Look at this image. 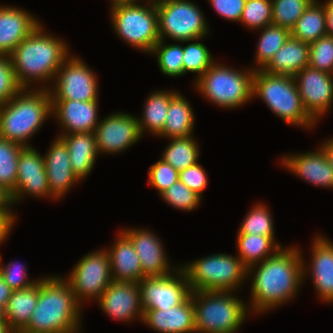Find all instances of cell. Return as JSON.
Returning <instances> with one entry per match:
<instances>
[{
  "label": "cell",
  "mask_w": 333,
  "mask_h": 333,
  "mask_svg": "<svg viewBox=\"0 0 333 333\" xmlns=\"http://www.w3.org/2000/svg\"><path fill=\"white\" fill-rule=\"evenodd\" d=\"M301 252L297 246L282 247L273 256L247 269L246 280L252 277L251 299L247 303L252 314H264L295 299L304 281Z\"/></svg>",
  "instance_id": "obj_1"
},
{
  "label": "cell",
  "mask_w": 333,
  "mask_h": 333,
  "mask_svg": "<svg viewBox=\"0 0 333 333\" xmlns=\"http://www.w3.org/2000/svg\"><path fill=\"white\" fill-rule=\"evenodd\" d=\"M70 55L66 41L45 33L40 23L18 44L10 57L15 79L21 88H34L31 85L37 82L41 85L36 87L48 89L46 83L51 81L52 85L58 69Z\"/></svg>",
  "instance_id": "obj_2"
},
{
  "label": "cell",
  "mask_w": 333,
  "mask_h": 333,
  "mask_svg": "<svg viewBox=\"0 0 333 333\" xmlns=\"http://www.w3.org/2000/svg\"><path fill=\"white\" fill-rule=\"evenodd\" d=\"M61 276H44L38 281V301L22 333H64L81 327L83 309Z\"/></svg>",
  "instance_id": "obj_3"
},
{
  "label": "cell",
  "mask_w": 333,
  "mask_h": 333,
  "mask_svg": "<svg viewBox=\"0 0 333 333\" xmlns=\"http://www.w3.org/2000/svg\"><path fill=\"white\" fill-rule=\"evenodd\" d=\"M51 117V94L48 89L22 88L0 105V138L24 147ZM28 141V142H27Z\"/></svg>",
  "instance_id": "obj_4"
},
{
  "label": "cell",
  "mask_w": 333,
  "mask_h": 333,
  "mask_svg": "<svg viewBox=\"0 0 333 333\" xmlns=\"http://www.w3.org/2000/svg\"><path fill=\"white\" fill-rule=\"evenodd\" d=\"M234 293V291L191 292L196 333H237L250 311L246 302Z\"/></svg>",
  "instance_id": "obj_5"
},
{
  "label": "cell",
  "mask_w": 333,
  "mask_h": 333,
  "mask_svg": "<svg viewBox=\"0 0 333 333\" xmlns=\"http://www.w3.org/2000/svg\"><path fill=\"white\" fill-rule=\"evenodd\" d=\"M252 97L262 99L266 106L288 125L309 130L317 124L302 105L294 76L255 70Z\"/></svg>",
  "instance_id": "obj_6"
},
{
  "label": "cell",
  "mask_w": 333,
  "mask_h": 333,
  "mask_svg": "<svg viewBox=\"0 0 333 333\" xmlns=\"http://www.w3.org/2000/svg\"><path fill=\"white\" fill-rule=\"evenodd\" d=\"M234 70L214 62L193 85L201 96L212 104L225 109L242 107L252 98L254 69Z\"/></svg>",
  "instance_id": "obj_7"
},
{
  "label": "cell",
  "mask_w": 333,
  "mask_h": 333,
  "mask_svg": "<svg viewBox=\"0 0 333 333\" xmlns=\"http://www.w3.org/2000/svg\"><path fill=\"white\" fill-rule=\"evenodd\" d=\"M119 2L111 4L110 19L113 30L121 40L142 52L151 53L160 40L155 0Z\"/></svg>",
  "instance_id": "obj_8"
},
{
  "label": "cell",
  "mask_w": 333,
  "mask_h": 333,
  "mask_svg": "<svg viewBox=\"0 0 333 333\" xmlns=\"http://www.w3.org/2000/svg\"><path fill=\"white\" fill-rule=\"evenodd\" d=\"M191 291H235L246 282L247 268L236 256L215 253L181 266Z\"/></svg>",
  "instance_id": "obj_9"
},
{
  "label": "cell",
  "mask_w": 333,
  "mask_h": 333,
  "mask_svg": "<svg viewBox=\"0 0 333 333\" xmlns=\"http://www.w3.org/2000/svg\"><path fill=\"white\" fill-rule=\"evenodd\" d=\"M159 38L174 42L205 38L210 33L207 20L197 4L189 0H155Z\"/></svg>",
  "instance_id": "obj_10"
},
{
  "label": "cell",
  "mask_w": 333,
  "mask_h": 333,
  "mask_svg": "<svg viewBox=\"0 0 333 333\" xmlns=\"http://www.w3.org/2000/svg\"><path fill=\"white\" fill-rule=\"evenodd\" d=\"M64 279L81 306L86 300L97 301L113 281L107 250H96L84 255Z\"/></svg>",
  "instance_id": "obj_11"
},
{
  "label": "cell",
  "mask_w": 333,
  "mask_h": 333,
  "mask_svg": "<svg viewBox=\"0 0 333 333\" xmlns=\"http://www.w3.org/2000/svg\"><path fill=\"white\" fill-rule=\"evenodd\" d=\"M48 86L51 101H99L96 74L83 59L75 55H70L64 61L56 73L54 83Z\"/></svg>",
  "instance_id": "obj_12"
},
{
  "label": "cell",
  "mask_w": 333,
  "mask_h": 333,
  "mask_svg": "<svg viewBox=\"0 0 333 333\" xmlns=\"http://www.w3.org/2000/svg\"><path fill=\"white\" fill-rule=\"evenodd\" d=\"M143 310H164L184 303L191 295L187 274L181 265L164 276L144 277L138 282Z\"/></svg>",
  "instance_id": "obj_13"
},
{
  "label": "cell",
  "mask_w": 333,
  "mask_h": 333,
  "mask_svg": "<svg viewBox=\"0 0 333 333\" xmlns=\"http://www.w3.org/2000/svg\"><path fill=\"white\" fill-rule=\"evenodd\" d=\"M94 134L99 155L121 153L142 138L138 118L128 112H116L100 119Z\"/></svg>",
  "instance_id": "obj_14"
},
{
  "label": "cell",
  "mask_w": 333,
  "mask_h": 333,
  "mask_svg": "<svg viewBox=\"0 0 333 333\" xmlns=\"http://www.w3.org/2000/svg\"><path fill=\"white\" fill-rule=\"evenodd\" d=\"M294 79L305 111L317 123L332 106L333 74L306 66Z\"/></svg>",
  "instance_id": "obj_15"
},
{
  "label": "cell",
  "mask_w": 333,
  "mask_h": 333,
  "mask_svg": "<svg viewBox=\"0 0 333 333\" xmlns=\"http://www.w3.org/2000/svg\"><path fill=\"white\" fill-rule=\"evenodd\" d=\"M13 206L25 196L51 198L57 200L50 192L44 157L32 147H24L19 155L17 166V182L10 193ZM25 195V196H24Z\"/></svg>",
  "instance_id": "obj_16"
},
{
  "label": "cell",
  "mask_w": 333,
  "mask_h": 333,
  "mask_svg": "<svg viewBox=\"0 0 333 333\" xmlns=\"http://www.w3.org/2000/svg\"><path fill=\"white\" fill-rule=\"evenodd\" d=\"M102 312L120 322L139 320L142 322L138 283L112 281L97 300Z\"/></svg>",
  "instance_id": "obj_17"
},
{
  "label": "cell",
  "mask_w": 333,
  "mask_h": 333,
  "mask_svg": "<svg viewBox=\"0 0 333 333\" xmlns=\"http://www.w3.org/2000/svg\"><path fill=\"white\" fill-rule=\"evenodd\" d=\"M311 247V262L305 265L303 259V280L311 274L319 299L333 304V242L321 234L315 236Z\"/></svg>",
  "instance_id": "obj_18"
},
{
  "label": "cell",
  "mask_w": 333,
  "mask_h": 333,
  "mask_svg": "<svg viewBox=\"0 0 333 333\" xmlns=\"http://www.w3.org/2000/svg\"><path fill=\"white\" fill-rule=\"evenodd\" d=\"M122 231L133 242L145 277L164 276L178 268L176 265L171 266L163 242L150 229L126 228Z\"/></svg>",
  "instance_id": "obj_19"
},
{
  "label": "cell",
  "mask_w": 333,
  "mask_h": 333,
  "mask_svg": "<svg viewBox=\"0 0 333 333\" xmlns=\"http://www.w3.org/2000/svg\"><path fill=\"white\" fill-rule=\"evenodd\" d=\"M280 159L284 168L301 179L314 186L333 189V169L320 146L313 152L283 155Z\"/></svg>",
  "instance_id": "obj_20"
},
{
  "label": "cell",
  "mask_w": 333,
  "mask_h": 333,
  "mask_svg": "<svg viewBox=\"0 0 333 333\" xmlns=\"http://www.w3.org/2000/svg\"><path fill=\"white\" fill-rule=\"evenodd\" d=\"M98 101H51V115L62 127L61 134L94 132L98 120Z\"/></svg>",
  "instance_id": "obj_21"
},
{
  "label": "cell",
  "mask_w": 333,
  "mask_h": 333,
  "mask_svg": "<svg viewBox=\"0 0 333 333\" xmlns=\"http://www.w3.org/2000/svg\"><path fill=\"white\" fill-rule=\"evenodd\" d=\"M41 22L20 7L0 5V55L10 56Z\"/></svg>",
  "instance_id": "obj_22"
},
{
  "label": "cell",
  "mask_w": 333,
  "mask_h": 333,
  "mask_svg": "<svg viewBox=\"0 0 333 333\" xmlns=\"http://www.w3.org/2000/svg\"><path fill=\"white\" fill-rule=\"evenodd\" d=\"M43 157L50 192L57 200L63 198L72 186L80 182L72 171L66 144L55 137Z\"/></svg>",
  "instance_id": "obj_23"
},
{
  "label": "cell",
  "mask_w": 333,
  "mask_h": 333,
  "mask_svg": "<svg viewBox=\"0 0 333 333\" xmlns=\"http://www.w3.org/2000/svg\"><path fill=\"white\" fill-rule=\"evenodd\" d=\"M142 323L159 333H196L193 300L164 310H143Z\"/></svg>",
  "instance_id": "obj_24"
},
{
  "label": "cell",
  "mask_w": 333,
  "mask_h": 333,
  "mask_svg": "<svg viewBox=\"0 0 333 333\" xmlns=\"http://www.w3.org/2000/svg\"><path fill=\"white\" fill-rule=\"evenodd\" d=\"M115 238V242L106 248L110 259L113 281L138 283L145 276L133 242L122 231Z\"/></svg>",
  "instance_id": "obj_25"
},
{
  "label": "cell",
  "mask_w": 333,
  "mask_h": 333,
  "mask_svg": "<svg viewBox=\"0 0 333 333\" xmlns=\"http://www.w3.org/2000/svg\"><path fill=\"white\" fill-rule=\"evenodd\" d=\"M67 146L73 173L82 181L93 170L99 155L94 132L57 135Z\"/></svg>",
  "instance_id": "obj_26"
},
{
  "label": "cell",
  "mask_w": 333,
  "mask_h": 333,
  "mask_svg": "<svg viewBox=\"0 0 333 333\" xmlns=\"http://www.w3.org/2000/svg\"><path fill=\"white\" fill-rule=\"evenodd\" d=\"M309 66V43L289 37L262 69L270 74L295 76Z\"/></svg>",
  "instance_id": "obj_27"
},
{
  "label": "cell",
  "mask_w": 333,
  "mask_h": 333,
  "mask_svg": "<svg viewBox=\"0 0 333 333\" xmlns=\"http://www.w3.org/2000/svg\"><path fill=\"white\" fill-rule=\"evenodd\" d=\"M189 101L179 91L170 99L163 131L157 137L185 138L193 135L195 115Z\"/></svg>",
  "instance_id": "obj_28"
},
{
  "label": "cell",
  "mask_w": 333,
  "mask_h": 333,
  "mask_svg": "<svg viewBox=\"0 0 333 333\" xmlns=\"http://www.w3.org/2000/svg\"><path fill=\"white\" fill-rule=\"evenodd\" d=\"M37 301L38 282L29 288L12 291L1 316L15 333L21 332L28 325Z\"/></svg>",
  "instance_id": "obj_29"
},
{
  "label": "cell",
  "mask_w": 333,
  "mask_h": 333,
  "mask_svg": "<svg viewBox=\"0 0 333 333\" xmlns=\"http://www.w3.org/2000/svg\"><path fill=\"white\" fill-rule=\"evenodd\" d=\"M176 93L177 90L162 91L160 89L149 94L144 103L141 118L137 117L142 136L145 132L158 136L163 131L170 99Z\"/></svg>",
  "instance_id": "obj_30"
},
{
  "label": "cell",
  "mask_w": 333,
  "mask_h": 333,
  "mask_svg": "<svg viewBox=\"0 0 333 333\" xmlns=\"http://www.w3.org/2000/svg\"><path fill=\"white\" fill-rule=\"evenodd\" d=\"M275 236H262L255 234H237V252L236 255L242 264L248 269L250 266L264 261L273 256L281 244L274 238Z\"/></svg>",
  "instance_id": "obj_31"
},
{
  "label": "cell",
  "mask_w": 333,
  "mask_h": 333,
  "mask_svg": "<svg viewBox=\"0 0 333 333\" xmlns=\"http://www.w3.org/2000/svg\"><path fill=\"white\" fill-rule=\"evenodd\" d=\"M291 37L302 42L312 43L326 36L325 4L313 0L290 31Z\"/></svg>",
  "instance_id": "obj_32"
},
{
  "label": "cell",
  "mask_w": 333,
  "mask_h": 333,
  "mask_svg": "<svg viewBox=\"0 0 333 333\" xmlns=\"http://www.w3.org/2000/svg\"><path fill=\"white\" fill-rule=\"evenodd\" d=\"M164 149L161 159L170 164L178 172L185 170L198 162L200 156L199 144L192 136L171 138Z\"/></svg>",
  "instance_id": "obj_33"
},
{
  "label": "cell",
  "mask_w": 333,
  "mask_h": 333,
  "mask_svg": "<svg viewBox=\"0 0 333 333\" xmlns=\"http://www.w3.org/2000/svg\"><path fill=\"white\" fill-rule=\"evenodd\" d=\"M260 38L258 40L254 70H262L275 55V53L283 46V44L291 36L290 30L276 25H268L261 28Z\"/></svg>",
  "instance_id": "obj_34"
},
{
  "label": "cell",
  "mask_w": 333,
  "mask_h": 333,
  "mask_svg": "<svg viewBox=\"0 0 333 333\" xmlns=\"http://www.w3.org/2000/svg\"><path fill=\"white\" fill-rule=\"evenodd\" d=\"M24 146L0 138V184L10 193L17 182V166L21 150Z\"/></svg>",
  "instance_id": "obj_35"
},
{
  "label": "cell",
  "mask_w": 333,
  "mask_h": 333,
  "mask_svg": "<svg viewBox=\"0 0 333 333\" xmlns=\"http://www.w3.org/2000/svg\"><path fill=\"white\" fill-rule=\"evenodd\" d=\"M164 40H159L151 54H156L157 64L161 73L168 77H180L184 75L183 69V46L180 44H164Z\"/></svg>",
  "instance_id": "obj_36"
},
{
  "label": "cell",
  "mask_w": 333,
  "mask_h": 333,
  "mask_svg": "<svg viewBox=\"0 0 333 333\" xmlns=\"http://www.w3.org/2000/svg\"><path fill=\"white\" fill-rule=\"evenodd\" d=\"M237 234H255L275 236L274 221L269 207L264 203H256L245 215Z\"/></svg>",
  "instance_id": "obj_37"
},
{
  "label": "cell",
  "mask_w": 333,
  "mask_h": 333,
  "mask_svg": "<svg viewBox=\"0 0 333 333\" xmlns=\"http://www.w3.org/2000/svg\"><path fill=\"white\" fill-rule=\"evenodd\" d=\"M202 39L204 38L194 39V42L189 40V44L183 46L184 75L188 72L197 73L198 76L195 80L199 79L215 62L206 45L198 42Z\"/></svg>",
  "instance_id": "obj_38"
},
{
  "label": "cell",
  "mask_w": 333,
  "mask_h": 333,
  "mask_svg": "<svg viewBox=\"0 0 333 333\" xmlns=\"http://www.w3.org/2000/svg\"><path fill=\"white\" fill-rule=\"evenodd\" d=\"M313 0H272V24L291 29Z\"/></svg>",
  "instance_id": "obj_39"
},
{
  "label": "cell",
  "mask_w": 333,
  "mask_h": 333,
  "mask_svg": "<svg viewBox=\"0 0 333 333\" xmlns=\"http://www.w3.org/2000/svg\"><path fill=\"white\" fill-rule=\"evenodd\" d=\"M240 23L252 30L272 24V0H246Z\"/></svg>",
  "instance_id": "obj_40"
},
{
  "label": "cell",
  "mask_w": 333,
  "mask_h": 333,
  "mask_svg": "<svg viewBox=\"0 0 333 333\" xmlns=\"http://www.w3.org/2000/svg\"><path fill=\"white\" fill-rule=\"evenodd\" d=\"M160 196L168 205L182 211H192L198 208L203 198L180 180L167 188Z\"/></svg>",
  "instance_id": "obj_41"
},
{
  "label": "cell",
  "mask_w": 333,
  "mask_h": 333,
  "mask_svg": "<svg viewBox=\"0 0 333 333\" xmlns=\"http://www.w3.org/2000/svg\"><path fill=\"white\" fill-rule=\"evenodd\" d=\"M309 66L333 74V36H323L309 44Z\"/></svg>",
  "instance_id": "obj_42"
},
{
  "label": "cell",
  "mask_w": 333,
  "mask_h": 333,
  "mask_svg": "<svg viewBox=\"0 0 333 333\" xmlns=\"http://www.w3.org/2000/svg\"><path fill=\"white\" fill-rule=\"evenodd\" d=\"M27 273L24 264L13 261L6 265L0 255V275L13 291L29 288L39 281V278L37 280L28 279Z\"/></svg>",
  "instance_id": "obj_43"
},
{
  "label": "cell",
  "mask_w": 333,
  "mask_h": 333,
  "mask_svg": "<svg viewBox=\"0 0 333 333\" xmlns=\"http://www.w3.org/2000/svg\"><path fill=\"white\" fill-rule=\"evenodd\" d=\"M148 176V184L155 187L159 195L179 181V172L163 159L149 167Z\"/></svg>",
  "instance_id": "obj_44"
},
{
  "label": "cell",
  "mask_w": 333,
  "mask_h": 333,
  "mask_svg": "<svg viewBox=\"0 0 333 333\" xmlns=\"http://www.w3.org/2000/svg\"><path fill=\"white\" fill-rule=\"evenodd\" d=\"M21 89L15 79L11 57L0 55V105L9 101Z\"/></svg>",
  "instance_id": "obj_45"
},
{
  "label": "cell",
  "mask_w": 333,
  "mask_h": 333,
  "mask_svg": "<svg viewBox=\"0 0 333 333\" xmlns=\"http://www.w3.org/2000/svg\"><path fill=\"white\" fill-rule=\"evenodd\" d=\"M179 180L201 197L209 183L207 173L199 162L180 171Z\"/></svg>",
  "instance_id": "obj_46"
},
{
  "label": "cell",
  "mask_w": 333,
  "mask_h": 333,
  "mask_svg": "<svg viewBox=\"0 0 333 333\" xmlns=\"http://www.w3.org/2000/svg\"><path fill=\"white\" fill-rule=\"evenodd\" d=\"M215 12L221 17L240 22L246 0H208Z\"/></svg>",
  "instance_id": "obj_47"
},
{
  "label": "cell",
  "mask_w": 333,
  "mask_h": 333,
  "mask_svg": "<svg viewBox=\"0 0 333 333\" xmlns=\"http://www.w3.org/2000/svg\"><path fill=\"white\" fill-rule=\"evenodd\" d=\"M11 205H13V199L10 192L0 184V210L16 223V215L12 211L13 207Z\"/></svg>",
  "instance_id": "obj_48"
},
{
  "label": "cell",
  "mask_w": 333,
  "mask_h": 333,
  "mask_svg": "<svg viewBox=\"0 0 333 333\" xmlns=\"http://www.w3.org/2000/svg\"><path fill=\"white\" fill-rule=\"evenodd\" d=\"M15 223L0 210V244L4 243L9 237Z\"/></svg>",
  "instance_id": "obj_49"
},
{
  "label": "cell",
  "mask_w": 333,
  "mask_h": 333,
  "mask_svg": "<svg viewBox=\"0 0 333 333\" xmlns=\"http://www.w3.org/2000/svg\"><path fill=\"white\" fill-rule=\"evenodd\" d=\"M12 289L0 275V316L4 313L8 300L11 297Z\"/></svg>",
  "instance_id": "obj_50"
},
{
  "label": "cell",
  "mask_w": 333,
  "mask_h": 333,
  "mask_svg": "<svg viewBox=\"0 0 333 333\" xmlns=\"http://www.w3.org/2000/svg\"><path fill=\"white\" fill-rule=\"evenodd\" d=\"M326 12V33L333 36V0H327L325 3Z\"/></svg>",
  "instance_id": "obj_51"
},
{
  "label": "cell",
  "mask_w": 333,
  "mask_h": 333,
  "mask_svg": "<svg viewBox=\"0 0 333 333\" xmlns=\"http://www.w3.org/2000/svg\"><path fill=\"white\" fill-rule=\"evenodd\" d=\"M320 147L325 152V154L331 164V167L333 169V137H331L330 139L323 142Z\"/></svg>",
  "instance_id": "obj_52"
},
{
  "label": "cell",
  "mask_w": 333,
  "mask_h": 333,
  "mask_svg": "<svg viewBox=\"0 0 333 333\" xmlns=\"http://www.w3.org/2000/svg\"><path fill=\"white\" fill-rule=\"evenodd\" d=\"M0 333H15L2 316H0Z\"/></svg>",
  "instance_id": "obj_53"
},
{
  "label": "cell",
  "mask_w": 333,
  "mask_h": 333,
  "mask_svg": "<svg viewBox=\"0 0 333 333\" xmlns=\"http://www.w3.org/2000/svg\"><path fill=\"white\" fill-rule=\"evenodd\" d=\"M139 1L140 0H110L111 4L119 3V2H139Z\"/></svg>",
  "instance_id": "obj_54"
},
{
  "label": "cell",
  "mask_w": 333,
  "mask_h": 333,
  "mask_svg": "<svg viewBox=\"0 0 333 333\" xmlns=\"http://www.w3.org/2000/svg\"><path fill=\"white\" fill-rule=\"evenodd\" d=\"M80 331H81V328L78 327L75 330H72V331H69V332H64V333H80Z\"/></svg>",
  "instance_id": "obj_55"
}]
</instances>
